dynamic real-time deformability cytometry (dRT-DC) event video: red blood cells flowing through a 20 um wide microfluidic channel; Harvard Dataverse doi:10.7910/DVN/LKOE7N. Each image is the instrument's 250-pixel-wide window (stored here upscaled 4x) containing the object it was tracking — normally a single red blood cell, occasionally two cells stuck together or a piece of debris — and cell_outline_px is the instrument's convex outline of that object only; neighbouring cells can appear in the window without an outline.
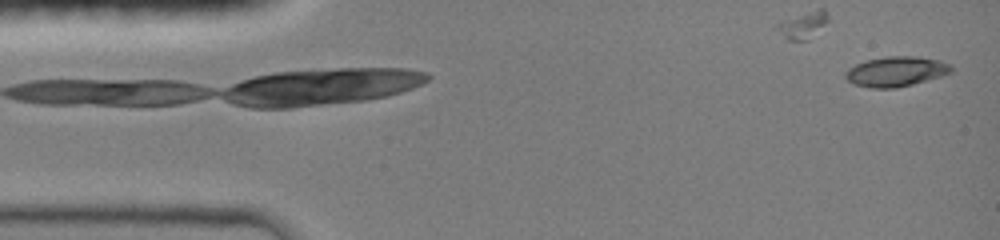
{"species": "common noctule bat (a hibernating species)", "species_latin": "Nyctalus noctula", "temperature_condition": "room temperature", "stored_images_in_passage": 10, "camera_frame_rate_fps": 3000, "um_per_image_px": 0.085, "animal": {"sex": "female", "body_mass_g": 19.0, "forearm_length_mm": 51.5}, "frame": {"image": 1, "passage_image": 1, "time_ms": 0.0, "image_size_px": [1000, 240], "cell_outline_px": [[952, 72], [940, 76], [912, 84], [896, 88], [872, 88], [856, 84], [848, 80], [844, 76], [844, 72], [848, 68], [856, 64], [868, 60], [884, 56], [916, 56], [936, 60], [948, 64], [952, 68]], "centroid_in_image_um": [76.12, 6.07], "position_along_channel_um": 8.9, "area_um2": 18.21}}